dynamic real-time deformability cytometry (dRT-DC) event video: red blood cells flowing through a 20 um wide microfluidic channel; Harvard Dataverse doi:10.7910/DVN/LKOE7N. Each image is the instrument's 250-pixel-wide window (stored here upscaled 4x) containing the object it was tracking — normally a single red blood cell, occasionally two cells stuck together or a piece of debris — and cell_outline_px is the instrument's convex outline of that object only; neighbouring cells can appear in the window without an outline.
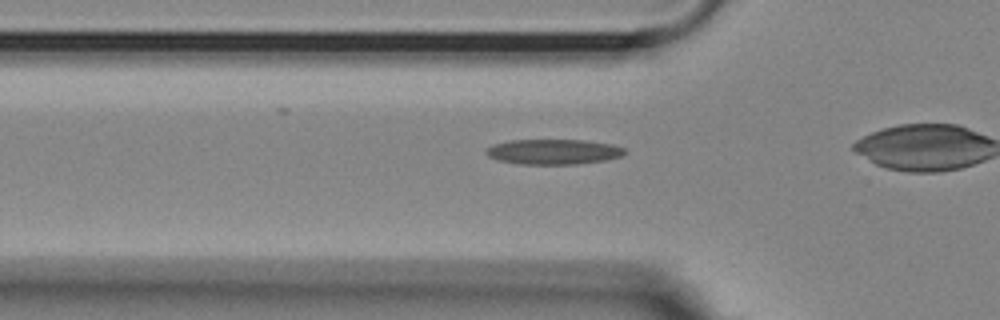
{"species": "Egyptian fruit bat (a non-hibernating species)", "species_latin": "Rousettus aegyptiacus", "temperature_condition": "room temperature", "stored_images_in_passage": 35, "camera_frame_rate_fps": 3000, "um_per_image_px": 0.085, "animal": {"sex": "female"}, "frame": {"image": 1, "passage_image": 10, "time_ms": 3.0, "image_size_px": [1000, 320], "cell_outline_px": [[628, 152], [624, 156], [608, 160], [576, 164], [520, 164], [496, 160], [488, 156], [484, 152], [492, 144], [508, 140], [584, 140], [612, 144], [624, 148]], "centroid_in_image_um": [47.06, 12.9], "position_along_channel_um": 78.7, "area_um2": 20.63}}
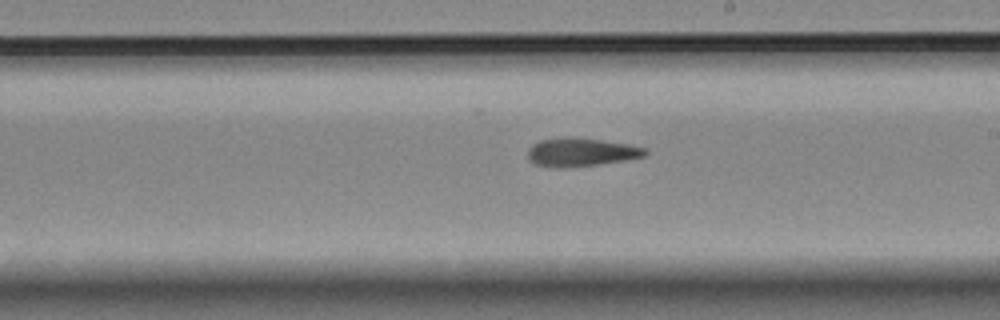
{"frame": {"image": 2, "passage_image": 23, "time_ms": 7.333, "image_size_px": [1000, 320], "cell_outline_px": [[648, 152], [644, 156], [624, 160], [568, 168], [552, 168], [536, 164], [528, 160], [528, 148], [532, 144], [540, 140], [564, 136], [572, 136], [628, 144], [648, 148]], "centroid_in_image_um": [49.34, 12.93], "position_along_channel_um": 239.7, "area_um2": 19.65}}
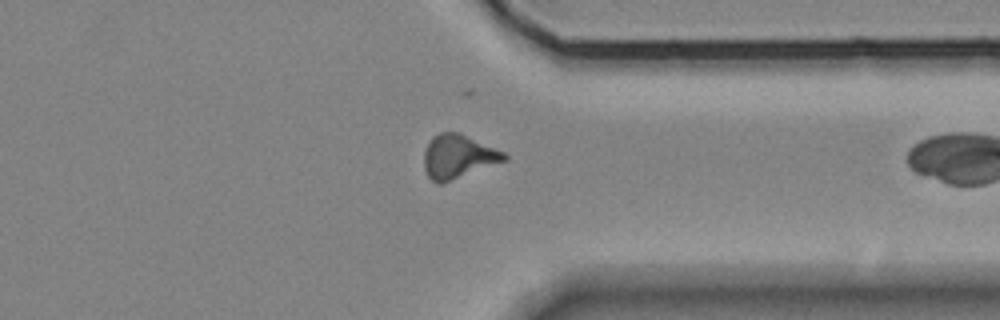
{"frame": {"image": 3, "passage_image": 34, "time_ms": 11.0, "image_size_px": [1000, 320], "cell_outline_px": [[508, 160], [440, 184], [432, 180], [428, 176], [424, 168], [424, 152], [432, 136], [440, 132], [460, 132], [504, 152], [508, 156]], "centroid_in_image_um": [38.95, 13.29], "position_along_channel_um": 372.5, "area_um2": 20.4}}